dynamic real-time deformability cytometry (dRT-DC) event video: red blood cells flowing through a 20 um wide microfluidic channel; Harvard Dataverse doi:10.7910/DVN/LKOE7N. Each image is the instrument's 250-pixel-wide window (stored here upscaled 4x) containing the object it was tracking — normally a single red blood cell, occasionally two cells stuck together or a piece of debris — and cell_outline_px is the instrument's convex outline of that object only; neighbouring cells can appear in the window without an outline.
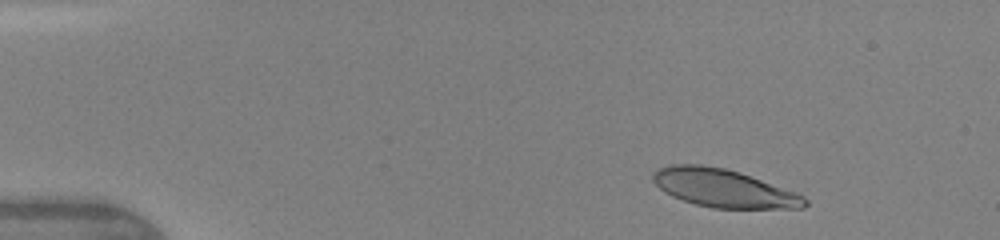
{"species": "human", "species_latin": "Homo sapiens", "temperature_condition": "warm", "stored_images_in_passage": 5, "camera_frame_rate_fps": 3000, "um_per_image_px": 0.085, "donor": {"sex": "female"}, "frame": {"image": 1, "passage_image": 2, "time_ms": 0.667, "image_size_px": [1000, 240], "cell_outline_px": [[808, 204], [804, 208], [712, 208], [696, 204], [672, 196], [664, 192], [652, 180], [652, 172], [668, 164], [700, 164], [724, 168], [740, 172], [796, 192], [804, 196], [808, 200]], "centroid_in_image_um": [61.5, 15.99], "position_along_channel_um": 23.5, "area_um2": 33.7}}